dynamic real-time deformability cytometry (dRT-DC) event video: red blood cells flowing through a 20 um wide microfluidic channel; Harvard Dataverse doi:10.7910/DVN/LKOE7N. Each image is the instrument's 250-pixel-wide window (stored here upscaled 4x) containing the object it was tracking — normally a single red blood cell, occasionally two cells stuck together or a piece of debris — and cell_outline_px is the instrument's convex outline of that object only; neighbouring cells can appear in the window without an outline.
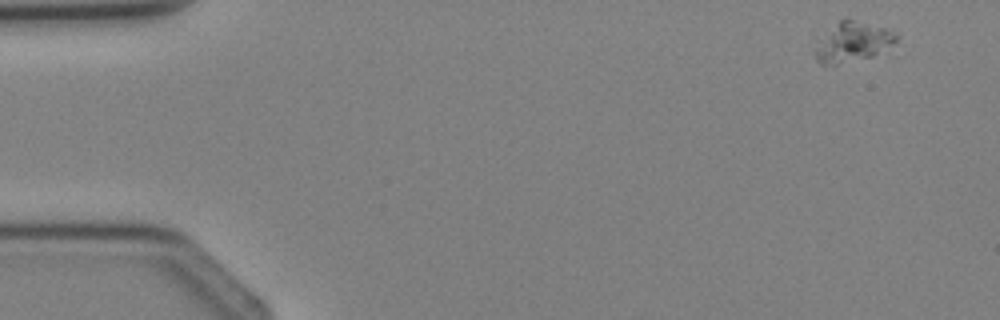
{"species": "Egyptian fruit bat (a non-hibernating species)", "species_latin": "Rousettus aegyptiacus", "temperature_condition": "cold", "stored_images_in_passage": 4, "camera_frame_rate_fps": 3000, "um_per_image_px": 0.085, "animal": {"sex": "female"}, "frame": {"image": 1, "passage_image": 1, "time_ms": 0.0, "image_size_px": [1000, 320], "cell_outline_px": [[900, 36], [896, 40], [872, 56], [836, 64], [820, 64], [816, 60], [812, 52], [816, 40], [840, 20], [852, 20], [884, 28], [896, 32]], "centroid_in_image_um": [72.38, 3.58], "position_along_channel_um": 12.6, "area_um2": 18.44}}
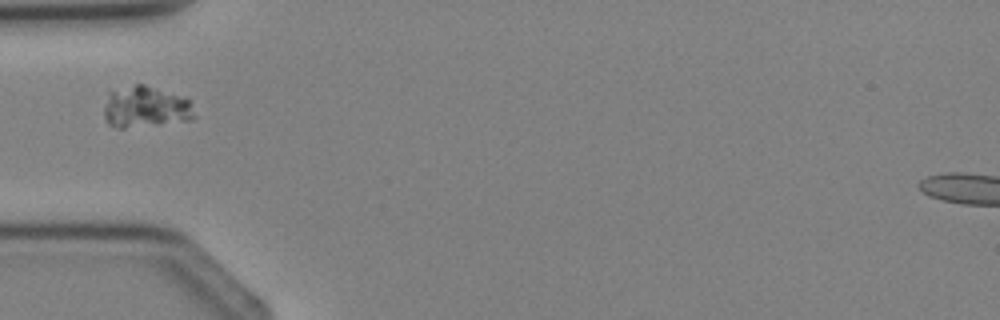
{"frame": {"image": 2, "passage_image": 4, "time_ms": 3.333, "image_size_px": [1000, 320], "cell_outline_px": [[196, 116], [192, 120], [124, 128], [116, 128], [108, 124], [104, 116], [104, 108], [108, 92], [136, 84], [144, 84], [188, 96]], "centroid_in_image_um": [12.41, 9.09], "position_along_channel_um": 72.6, "area_um2": 22.2}}